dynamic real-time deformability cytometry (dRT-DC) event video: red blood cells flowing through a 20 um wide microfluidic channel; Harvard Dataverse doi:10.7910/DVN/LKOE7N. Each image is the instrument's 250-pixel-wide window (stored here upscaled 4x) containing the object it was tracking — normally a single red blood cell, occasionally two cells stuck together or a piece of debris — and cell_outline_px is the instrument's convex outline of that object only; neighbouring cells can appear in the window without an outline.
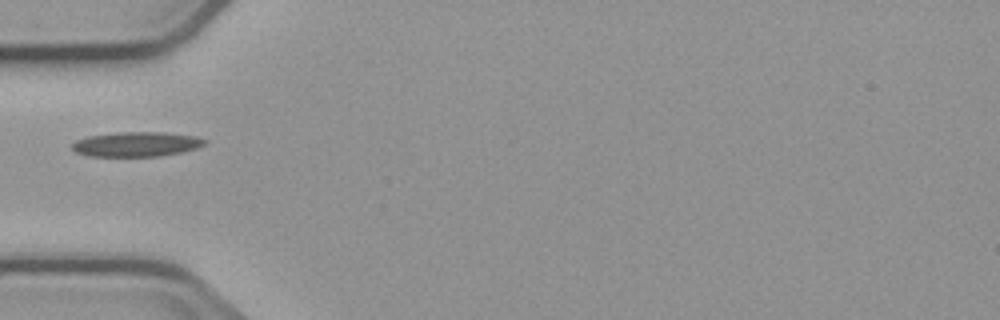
{"species": "common noctule bat (a hibernating species)", "species_latin": "Nyctalus noctula", "temperature_condition": "cold", "stored_images_in_passage": 1, "camera_frame_rate_fps": 3000, "um_per_image_px": 0.085, "animal": {"sex": "male", "body_mass_g": 23.1, "forearm_length_mm": 52.7}, "frame": {"image": 1, "passage_image": 1, "time_ms": 0.0, "image_size_px": [1000, 320], "cell_outline_px": [[208, 140], [204, 144], [196, 148], [180, 152], [160, 156], [88, 156], [76, 152], [72, 148], [72, 144], [76, 140], [88, 136], [120, 132], [164, 132], [196, 136]], "centroid_in_image_um": [11.6, 12.25], "position_along_channel_um": 73.4, "area_um2": 19.02}}